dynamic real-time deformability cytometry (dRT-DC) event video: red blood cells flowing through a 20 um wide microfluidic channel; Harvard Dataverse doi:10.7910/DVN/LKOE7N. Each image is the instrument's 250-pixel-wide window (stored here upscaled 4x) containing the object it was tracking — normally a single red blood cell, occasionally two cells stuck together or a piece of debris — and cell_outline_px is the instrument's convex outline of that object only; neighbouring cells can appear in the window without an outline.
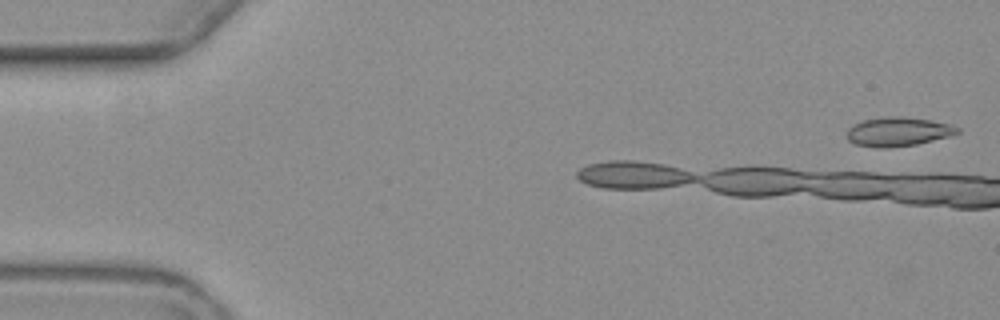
{"species": "common noctule bat (a hibernating species)", "species_latin": "Nyctalus noctula", "temperature_condition": "warm", "stored_images_in_passage": 4, "camera_frame_rate_fps": 3000, "um_per_image_px": 0.085, "animal": {"sex": "female", "body_mass_g": 19.3, "forearm_length_mm": 54.1}, "frame": {"image": 1, "passage_image": 1, "time_ms": 0.0, "image_size_px": [1000, 320], "cell_outline_px": [[960, 132], [948, 136], [916, 144], [888, 148], [876, 148], [856, 144], [848, 140], [848, 128], [852, 124], [864, 120], [888, 116], [900, 116], [932, 120], [952, 124], [960, 128]], "centroid_in_image_um": [76.34, 11.18], "position_along_channel_um": 8.7, "area_um2": 18.73}}